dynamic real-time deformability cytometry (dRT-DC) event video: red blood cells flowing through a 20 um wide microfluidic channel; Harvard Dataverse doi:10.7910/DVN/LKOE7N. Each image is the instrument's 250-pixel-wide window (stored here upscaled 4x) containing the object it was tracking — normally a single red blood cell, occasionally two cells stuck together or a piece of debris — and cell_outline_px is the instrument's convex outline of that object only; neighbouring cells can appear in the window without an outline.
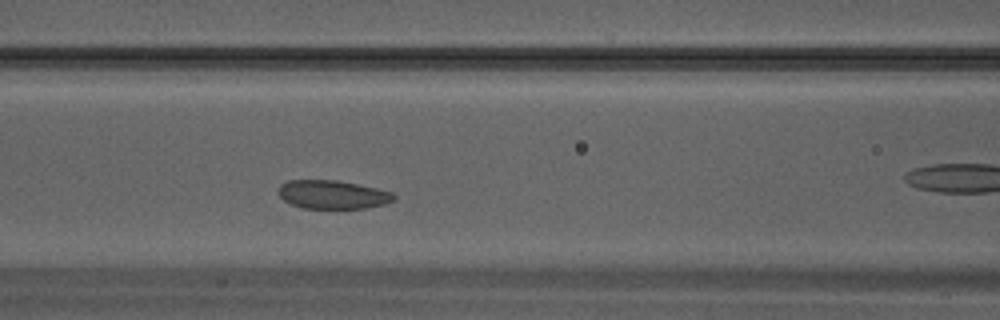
{"species": "Egyptian fruit bat (a non-hibernating species)", "species_latin": "Rousettus aegyptiacus", "temperature_condition": "warm", "stored_images_in_passage": 24, "camera_frame_rate_fps": 3000, "um_per_image_px": 0.085, "animal": {"sex": "male"}, "frame": {"image": 1, "passage_image": 4, "time_ms": 1.0, "image_size_px": [1000, 320], "cell_outline_px": [[396, 200], [384, 204], [368, 208], [304, 208], [292, 204], [284, 200], [276, 192], [276, 188], [280, 184], [288, 180], [336, 180], [376, 188], [392, 192], [396, 196]], "centroid_in_image_um": [28.25, 16.53], "position_along_channel_um": 138.3, "area_um2": 19.31}}
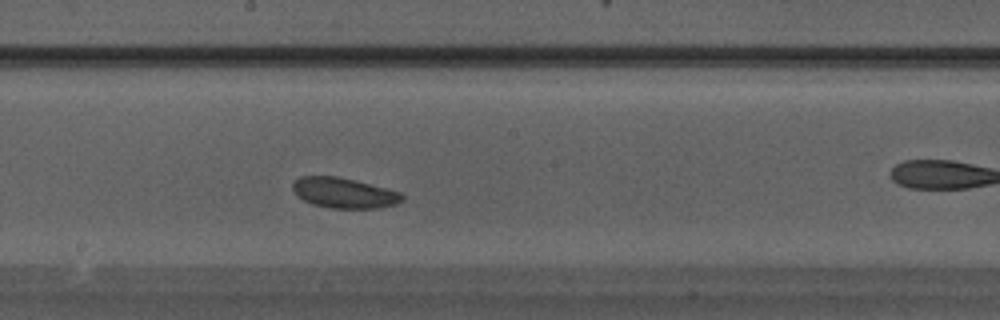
{"frame": {"image": 2, "passage_image": 8, "time_ms": 2.333, "image_size_px": [1000, 320], "cell_outline_px": [[404, 200], [396, 204], [376, 208], [328, 208], [312, 204], [296, 196], [292, 188], [292, 184], [300, 176], [336, 176], [356, 180], [400, 192], [404, 196]], "centroid_in_image_um": [29.22, 16.4], "position_along_channel_um": 219.0, "area_um2": 19.42}}